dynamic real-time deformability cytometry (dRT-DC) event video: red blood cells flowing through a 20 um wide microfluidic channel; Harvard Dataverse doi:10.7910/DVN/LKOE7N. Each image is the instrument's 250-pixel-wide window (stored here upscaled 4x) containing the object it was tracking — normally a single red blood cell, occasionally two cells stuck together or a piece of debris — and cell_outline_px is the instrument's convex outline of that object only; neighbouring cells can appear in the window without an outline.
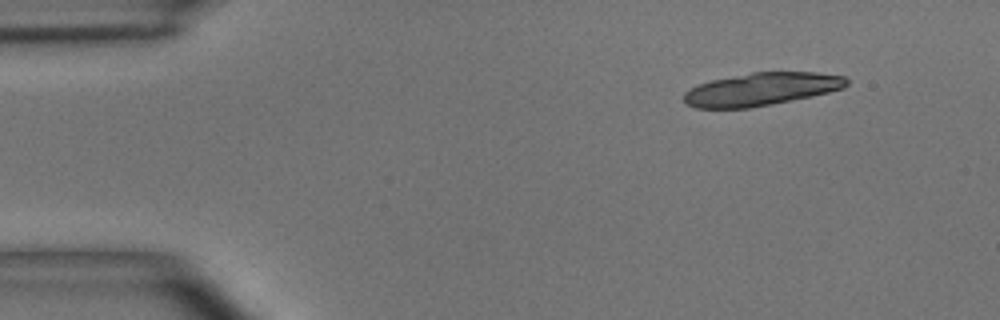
{"species": "common noctule bat (a hibernating species)", "species_latin": "Nyctalus noctula", "temperature_condition": "room temperature", "stored_images_in_passage": 6, "camera_frame_rate_fps": 3000, "um_per_image_px": 0.085, "animal": {"sex": "male", "body_mass_g": 15.6}, "frame": {"image": 1, "passage_image": 1, "time_ms": 0.0, "image_size_px": [1000, 320], "cell_outline_px": [[848, 84], [844, 88], [812, 96], [772, 104], [748, 108], [696, 108], [684, 104], [684, 92], [700, 84], [712, 80], [752, 72], [816, 72], [844, 76], [848, 80]], "centroid_in_image_um": [64.72, 7.58], "position_along_channel_um": 20.3, "area_um2": 31.04}}
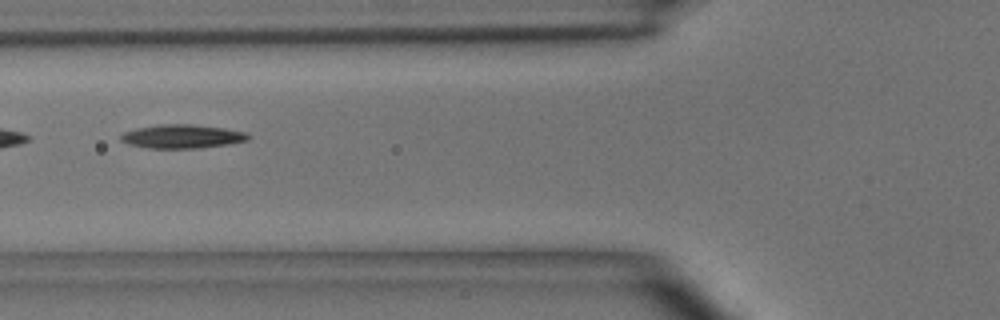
{"frame": {"image": 2, "passage_image": 5, "time_ms": 4.667, "image_size_px": [1000, 320], "cell_outline_px": [[252, 136], [248, 140], [228, 144], [196, 148], [148, 148], [128, 144], [120, 140], [120, 136], [124, 132], [136, 128], [160, 124], [192, 124], [224, 128], [248, 132]], "centroid_in_image_um": [15.5, 11.59], "position_along_channel_um": 110.3, "area_um2": 17.69}}